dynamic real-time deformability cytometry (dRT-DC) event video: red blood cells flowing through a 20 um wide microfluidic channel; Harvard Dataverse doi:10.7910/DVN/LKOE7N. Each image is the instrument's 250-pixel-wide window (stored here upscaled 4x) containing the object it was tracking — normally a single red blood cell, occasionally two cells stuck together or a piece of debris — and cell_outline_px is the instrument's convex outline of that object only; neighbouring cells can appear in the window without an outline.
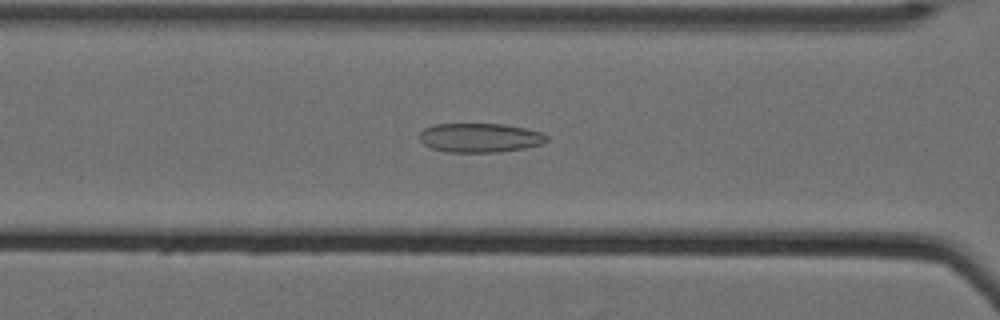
{"species": "Egyptian fruit bat (a non-hibernating species)", "species_latin": "Rousettus aegyptiacus", "temperature_condition": "cold", "stored_images_in_passage": 43, "camera_frame_rate_fps": 3000, "um_per_image_px": 0.085, "animal": {"sex": "female"}, "frame": {"image": 1, "passage_image": 11, "time_ms": 3.333, "image_size_px": [1000, 320], "cell_outline_px": [[548, 140], [544, 144], [524, 148], [500, 152], [448, 152], [432, 148], [424, 144], [420, 140], [420, 132], [424, 128], [432, 124], [504, 124], [544, 132], [548, 136]], "centroid_in_image_um": [40.83, 11.7], "position_along_channel_um": 125.8, "area_um2": 21.79}}
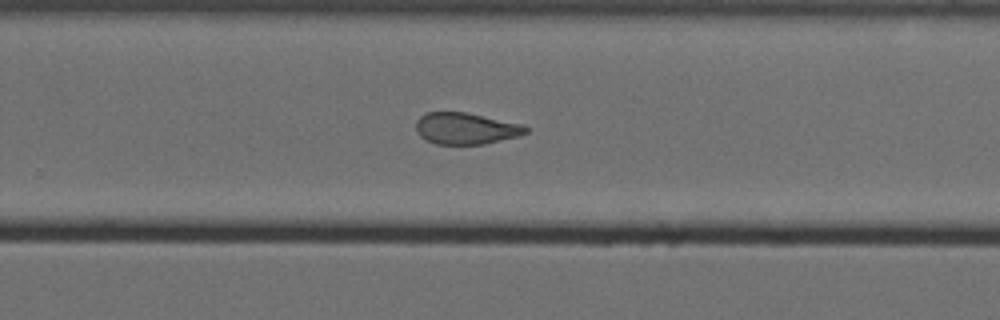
{"frame": {"image": 2, "passage_image": 25, "time_ms": 8.0, "image_size_px": [1000, 320], "cell_outline_px": [[528, 132], [520, 136], [484, 144], [436, 144], [420, 136], [416, 132], [416, 120], [420, 116], [428, 112], [464, 112], [520, 124], [528, 128]], "centroid_in_image_um": [39.57, 10.93], "position_along_channel_um": 290.2, "area_um2": 20.0}}
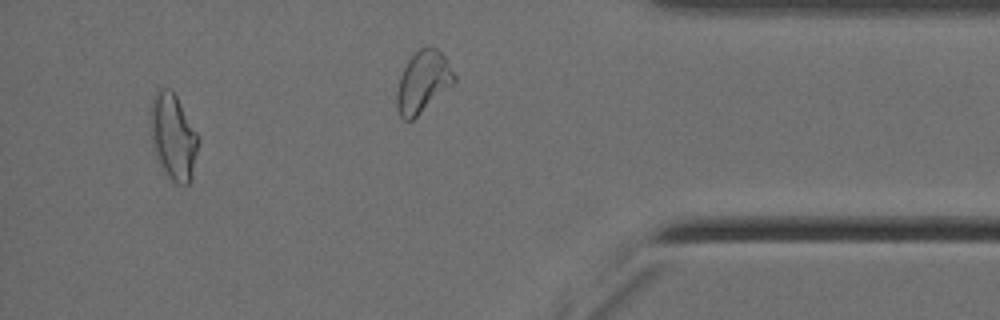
{"frame": {"image": 3, "passage_image": 40, "time_ms": 13.0, "image_size_px": [1000, 320], "cell_outline_px": [[200, 140], [192, 176], [188, 184], [184, 188], [176, 184], [164, 176], [160, 168], [152, 148], [148, 124], [148, 112], [152, 96], [156, 88], [172, 88], [200, 136]], "centroid_in_image_um": [14.68, 11.62], "position_along_channel_um": 420.5, "area_um2": 25.61}, "authors_computed_cell_mechanics": {"area_um2": 21.9062, "velocity_mm_per_s": 3.5193, "shape_relaxation_time_tau1_ms": null, "shape_relaxation_time_tau2_ms": 2.3106, "deformation_change_tau1": null, "deformation_change_tau2": 0.0994}}